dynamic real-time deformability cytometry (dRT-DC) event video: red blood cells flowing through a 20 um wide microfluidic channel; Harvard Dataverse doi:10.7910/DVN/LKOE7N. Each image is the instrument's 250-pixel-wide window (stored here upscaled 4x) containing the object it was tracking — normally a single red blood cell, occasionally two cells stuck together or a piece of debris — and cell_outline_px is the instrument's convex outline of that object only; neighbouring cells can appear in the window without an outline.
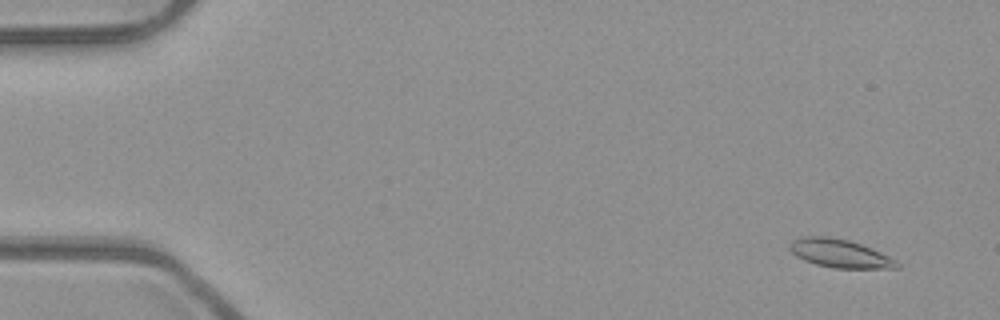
{"species": "common noctule bat (a hibernating species)", "species_latin": "Nyctalus noctula", "temperature_condition": "room temperature", "stored_images_in_passage": 54, "segment_of_instrument_passage": [1, 2], "camera_frame_rate_fps": 3000, "um_per_image_px": 0.085, "animal": {"sex": "male", "body_mass_g": 23.1, "forearm_length_mm": 52.7}, "frame": {"image": 1, "passage_image": 4, "time_ms": 1.0, "image_size_px": [1000, 320], "cell_outline_px": [[900, 268], [832, 268], [816, 264], [804, 260], [796, 256], [788, 248], [788, 244], [792, 240], [804, 236], [824, 236], [848, 240], [872, 248], [896, 260], [900, 264]], "centroid_in_image_um": [71.36, 21.54], "position_along_channel_um": 13.6, "area_um2": 17.69}}
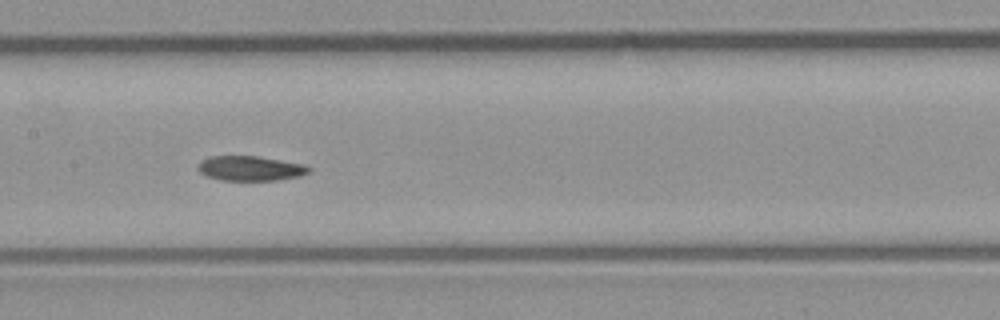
{"frame": {"image": 2, "passage_image": 27, "time_ms": 8.667, "image_size_px": [1000, 320], "cell_outline_px": [[312, 172], [300, 176], [280, 180], [220, 180], [208, 176], [200, 172], [196, 168], [208, 156], [256, 156], [304, 164], [312, 168]], "centroid_in_image_um": [21.33, 14.31], "position_along_channel_um": 186.1, "area_um2": 16.01}}
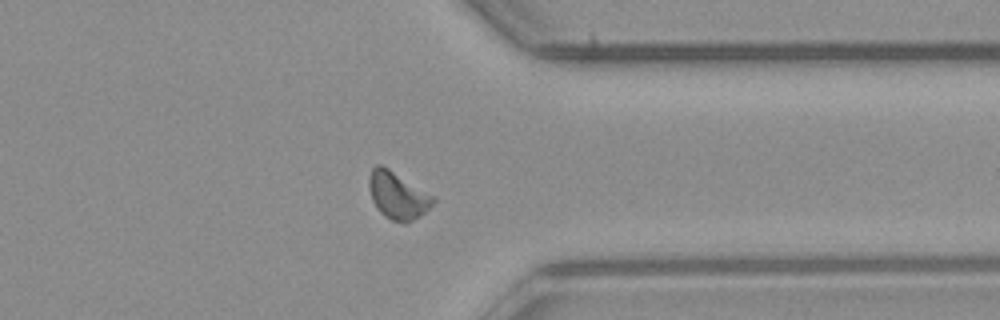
{"frame": {"image": 3, "passage_image": 42, "time_ms": 13.667, "image_size_px": [1000, 320], "cell_outline_px": [[436, 200], [420, 216], [404, 224], [392, 220], [384, 216], [376, 208], [372, 200], [368, 184], [368, 180], [372, 168], [376, 164], [380, 164], [388, 168], [436, 196]], "centroid_in_image_um": [33.8, 16.61], "position_along_channel_um": 377.6, "area_um2": 17.74}}